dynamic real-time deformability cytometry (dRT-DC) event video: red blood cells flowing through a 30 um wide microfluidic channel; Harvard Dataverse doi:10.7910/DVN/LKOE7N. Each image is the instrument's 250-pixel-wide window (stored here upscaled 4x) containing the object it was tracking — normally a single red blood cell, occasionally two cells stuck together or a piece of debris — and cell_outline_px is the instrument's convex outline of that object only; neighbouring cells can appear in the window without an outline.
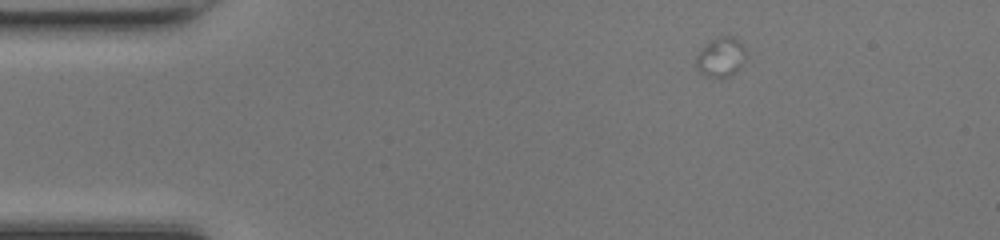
{"species": "common noctule bat (a hibernating species)", "species_latin": "Nyctalus noctula", "temperature_condition": "room temperature", "stored_images_in_passage": 9, "camera_frame_rate_fps": 3000, "um_per_image_px": 0.085, "animal": {"sex": "female", "body_mass_g": 17.0, "forearm_length_mm": 48.0}, "frame": {"image": 1, "passage_image": 1, "time_ms": 0.0, "image_size_px": [1000, 240], "cell_outline_px": [[744, 52], [736, 68], [728, 76], [720, 80], [708, 76], [696, 64], [696, 56], [700, 48], [712, 40], [720, 36], [732, 36], [740, 40], [744, 44]], "centroid_in_image_um": [61.23, 4.81], "position_along_channel_um": 23.8, "area_um2": 10.92}}